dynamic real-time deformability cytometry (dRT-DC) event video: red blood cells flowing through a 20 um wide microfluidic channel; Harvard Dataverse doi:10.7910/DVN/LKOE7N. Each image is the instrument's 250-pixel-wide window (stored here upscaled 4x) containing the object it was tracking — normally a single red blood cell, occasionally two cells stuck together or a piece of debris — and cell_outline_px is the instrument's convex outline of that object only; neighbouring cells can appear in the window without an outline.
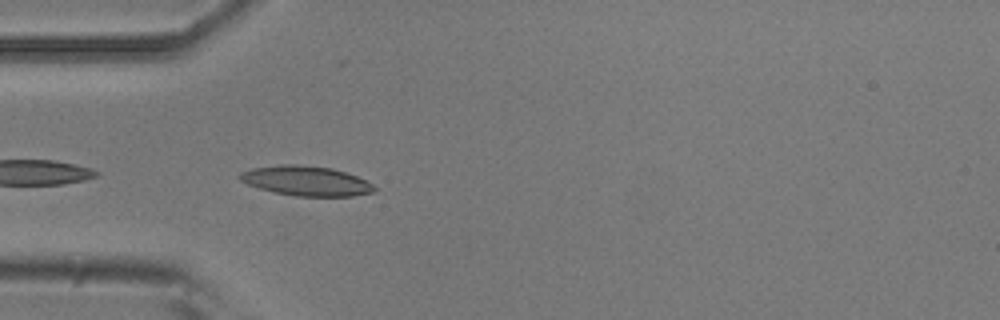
{"species": "common noctule bat (a hibernating species)", "species_latin": "Nyctalus noctula", "temperature_condition": "room temperature", "stored_images_in_passage": 8, "camera_frame_rate_fps": 3000, "um_per_image_px": 0.085, "animal": {"sex": "male", "body_mass_g": 20.5, "forearm_length_mm": 52.5}, "frame": {"image": 1, "passage_image": 2, "time_ms": 0.333, "image_size_px": [1000, 320], "cell_outline_px": [[376, 192], [352, 196], [296, 196], [276, 192], [260, 188], [248, 184], [240, 180], [236, 176], [240, 172], [252, 168], [280, 164], [296, 164], [332, 168], [356, 176], [372, 184], [376, 188]], "centroid_in_image_um": [26.0, 15.37], "position_along_channel_um": 59.0, "area_um2": 23.24}}
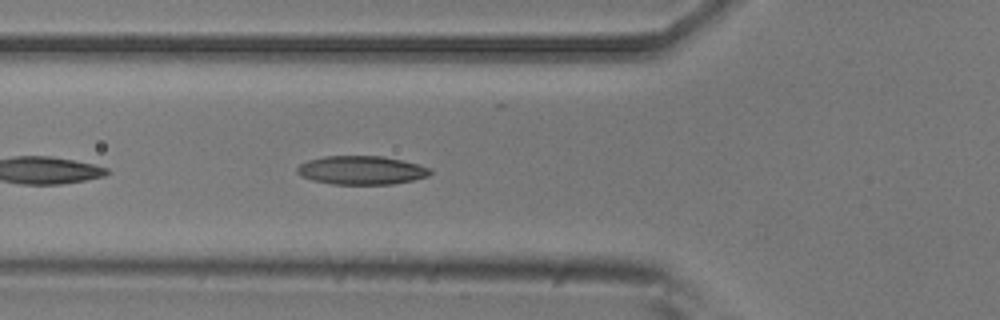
{"frame": {"image": 2, "passage_image": 5, "time_ms": 1.333, "image_size_px": [1000, 320], "cell_outline_px": [[432, 172], [428, 176], [412, 180], [392, 184], [332, 184], [312, 180], [300, 176], [296, 172], [296, 168], [300, 164], [308, 160], [324, 156], [384, 156], [432, 168]], "centroid_in_image_um": [30.69, 14.47], "position_along_channel_um": 95.1, "area_um2": 22.2}}